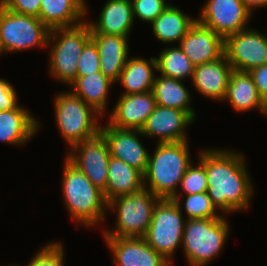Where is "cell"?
Wrapping results in <instances>:
<instances>
[{
  "mask_svg": "<svg viewBox=\"0 0 267 266\" xmlns=\"http://www.w3.org/2000/svg\"><path fill=\"white\" fill-rule=\"evenodd\" d=\"M205 166L207 193L221 214L244 211L254 193L245 156L231 149H201L198 158Z\"/></svg>",
  "mask_w": 267,
  "mask_h": 266,
  "instance_id": "obj_1",
  "label": "cell"
},
{
  "mask_svg": "<svg viewBox=\"0 0 267 266\" xmlns=\"http://www.w3.org/2000/svg\"><path fill=\"white\" fill-rule=\"evenodd\" d=\"M189 149L188 141L158 143L153 155H149L144 187L160 199L182 195L177 188L192 163Z\"/></svg>",
  "mask_w": 267,
  "mask_h": 266,
  "instance_id": "obj_2",
  "label": "cell"
},
{
  "mask_svg": "<svg viewBox=\"0 0 267 266\" xmlns=\"http://www.w3.org/2000/svg\"><path fill=\"white\" fill-rule=\"evenodd\" d=\"M64 160L61 188L65 208L73 221L78 223L77 225L86 226V228L96 227L102 223L108 212V203L104 199L103 192L66 157Z\"/></svg>",
  "mask_w": 267,
  "mask_h": 266,
  "instance_id": "obj_3",
  "label": "cell"
},
{
  "mask_svg": "<svg viewBox=\"0 0 267 266\" xmlns=\"http://www.w3.org/2000/svg\"><path fill=\"white\" fill-rule=\"evenodd\" d=\"M90 40L91 29L87 20L73 27L50 30L47 49L51 47L48 53V71L51 76L70 86L77 77L81 52Z\"/></svg>",
  "mask_w": 267,
  "mask_h": 266,
  "instance_id": "obj_4",
  "label": "cell"
},
{
  "mask_svg": "<svg viewBox=\"0 0 267 266\" xmlns=\"http://www.w3.org/2000/svg\"><path fill=\"white\" fill-rule=\"evenodd\" d=\"M229 224L223 217L185 220L182 249L190 266H206L223 251L229 237Z\"/></svg>",
  "mask_w": 267,
  "mask_h": 266,
  "instance_id": "obj_5",
  "label": "cell"
},
{
  "mask_svg": "<svg viewBox=\"0 0 267 266\" xmlns=\"http://www.w3.org/2000/svg\"><path fill=\"white\" fill-rule=\"evenodd\" d=\"M159 200L160 198L143 187L139 191L109 201L107 209L116 211V223L112 230L104 228V237H144Z\"/></svg>",
  "mask_w": 267,
  "mask_h": 266,
  "instance_id": "obj_6",
  "label": "cell"
},
{
  "mask_svg": "<svg viewBox=\"0 0 267 266\" xmlns=\"http://www.w3.org/2000/svg\"><path fill=\"white\" fill-rule=\"evenodd\" d=\"M58 93L53 107L55 121L66 144L71 148L98 135L101 124L97 120L101 119V115L71 90Z\"/></svg>",
  "mask_w": 267,
  "mask_h": 266,
  "instance_id": "obj_7",
  "label": "cell"
},
{
  "mask_svg": "<svg viewBox=\"0 0 267 266\" xmlns=\"http://www.w3.org/2000/svg\"><path fill=\"white\" fill-rule=\"evenodd\" d=\"M179 196L160 199L153 211L145 241L167 261L172 263L175 251L182 246L185 221Z\"/></svg>",
  "mask_w": 267,
  "mask_h": 266,
  "instance_id": "obj_8",
  "label": "cell"
},
{
  "mask_svg": "<svg viewBox=\"0 0 267 266\" xmlns=\"http://www.w3.org/2000/svg\"><path fill=\"white\" fill-rule=\"evenodd\" d=\"M49 32L38 17L9 11L0 4V43L5 54L47 48Z\"/></svg>",
  "mask_w": 267,
  "mask_h": 266,
  "instance_id": "obj_9",
  "label": "cell"
},
{
  "mask_svg": "<svg viewBox=\"0 0 267 266\" xmlns=\"http://www.w3.org/2000/svg\"><path fill=\"white\" fill-rule=\"evenodd\" d=\"M224 55L233 70L249 72L267 64V34L245 28L224 39Z\"/></svg>",
  "mask_w": 267,
  "mask_h": 266,
  "instance_id": "obj_10",
  "label": "cell"
},
{
  "mask_svg": "<svg viewBox=\"0 0 267 266\" xmlns=\"http://www.w3.org/2000/svg\"><path fill=\"white\" fill-rule=\"evenodd\" d=\"M66 158L80 169L99 190H106L110 151L107 140L99 133L94 138L71 147Z\"/></svg>",
  "mask_w": 267,
  "mask_h": 266,
  "instance_id": "obj_11",
  "label": "cell"
},
{
  "mask_svg": "<svg viewBox=\"0 0 267 266\" xmlns=\"http://www.w3.org/2000/svg\"><path fill=\"white\" fill-rule=\"evenodd\" d=\"M252 15L240 0H207L197 21L225 39L250 27Z\"/></svg>",
  "mask_w": 267,
  "mask_h": 266,
  "instance_id": "obj_12",
  "label": "cell"
},
{
  "mask_svg": "<svg viewBox=\"0 0 267 266\" xmlns=\"http://www.w3.org/2000/svg\"><path fill=\"white\" fill-rule=\"evenodd\" d=\"M193 121L185 111L156 105L153 112L147 118L141 132L148 138H160L158 143L187 141L186 128Z\"/></svg>",
  "mask_w": 267,
  "mask_h": 266,
  "instance_id": "obj_13",
  "label": "cell"
},
{
  "mask_svg": "<svg viewBox=\"0 0 267 266\" xmlns=\"http://www.w3.org/2000/svg\"><path fill=\"white\" fill-rule=\"evenodd\" d=\"M100 133L108 142L111 157L124 161L143 174L146 172L150 154L139 139L144 137L141 130L118 129L107 123L101 126Z\"/></svg>",
  "mask_w": 267,
  "mask_h": 266,
  "instance_id": "obj_14",
  "label": "cell"
},
{
  "mask_svg": "<svg viewBox=\"0 0 267 266\" xmlns=\"http://www.w3.org/2000/svg\"><path fill=\"white\" fill-rule=\"evenodd\" d=\"M115 266H171L143 237H104Z\"/></svg>",
  "mask_w": 267,
  "mask_h": 266,
  "instance_id": "obj_15",
  "label": "cell"
},
{
  "mask_svg": "<svg viewBox=\"0 0 267 266\" xmlns=\"http://www.w3.org/2000/svg\"><path fill=\"white\" fill-rule=\"evenodd\" d=\"M109 113L108 124L118 129L141 130L156 106L153 92L122 94Z\"/></svg>",
  "mask_w": 267,
  "mask_h": 266,
  "instance_id": "obj_16",
  "label": "cell"
},
{
  "mask_svg": "<svg viewBox=\"0 0 267 266\" xmlns=\"http://www.w3.org/2000/svg\"><path fill=\"white\" fill-rule=\"evenodd\" d=\"M179 47L195 66L224 56V38L198 21L179 42Z\"/></svg>",
  "mask_w": 267,
  "mask_h": 266,
  "instance_id": "obj_17",
  "label": "cell"
},
{
  "mask_svg": "<svg viewBox=\"0 0 267 266\" xmlns=\"http://www.w3.org/2000/svg\"><path fill=\"white\" fill-rule=\"evenodd\" d=\"M232 71L233 68L224 55L220 59L195 66L191 82L202 96L223 101Z\"/></svg>",
  "mask_w": 267,
  "mask_h": 266,
  "instance_id": "obj_18",
  "label": "cell"
},
{
  "mask_svg": "<svg viewBox=\"0 0 267 266\" xmlns=\"http://www.w3.org/2000/svg\"><path fill=\"white\" fill-rule=\"evenodd\" d=\"M95 22L87 21L91 33L129 37L134 25L131 0H107Z\"/></svg>",
  "mask_w": 267,
  "mask_h": 266,
  "instance_id": "obj_19",
  "label": "cell"
},
{
  "mask_svg": "<svg viewBox=\"0 0 267 266\" xmlns=\"http://www.w3.org/2000/svg\"><path fill=\"white\" fill-rule=\"evenodd\" d=\"M128 38L118 35L91 33V39L97 45L99 53L100 72L114 83H117L129 57Z\"/></svg>",
  "mask_w": 267,
  "mask_h": 266,
  "instance_id": "obj_20",
  "label": "cell"
},
{
  "mask_svg": "<svg viewBox=\"0 0 267 266\" xmlns=\"http://www.w3.org/2000/svg\"><path fill=\"white\" fill-rule=\"evenodd\" d=\"M29 109L18 105L12 110L0 111V142L18 146L31 141L39 131L38 120Z\"/></svg>",
  "mask_w": 267,
  "mask_h": 266,
  "instance_id": "obj_21",
  "label": "cell"
},
{
  "mask_svg": "<svg viewBox=\"0 0 267 266\" xmlns=\"http://www.w3.org/2000/svg\"><path fill=\"white\" fill-rule=\"evenodd\" d=\"M86 0H41L39 19L49 29L73 27L86 20Z\"/></svg>",
  "mask_w": 267,
  "mask_h": 266,
  "instance_id": "obj_22",
  "label": "cell"
},
{
  "mask_svg": "<svg viewBox=\"0 0 267 266\" xmlns=\"http://www.w3.org/2000/svg\"><path fill=\"white\" fill-rule=\"evenodd\" d=\"M231 107L237 112L258 109L267 117V107L259 96L257 88L248 72L233 70L227 87L226 97Z\"/></svg>",
  "mask_w": 267,
  "mask_h": 266,
  "instance_id": "obj_23",
  "label": "cell"
},
{
  "mask_svg": "<svg viewBox=\"0 0 267 266\" xmlns=\"http://www.w3.org/2000/svg\"><path fill=\"white\" fill-rule=\"evenodd\" d=\"M144 187L143 173L124 161L111 157L108 163V179L104 199H112L139 191Z\"/></svg>",
  "mask_w": 267,
  "mask_h": 266,
  "instance_id": "obj_24",
  "label": "cell"
},
{
  "mask_svg": "<svg viewBox=\"0 0 267 266\" xmlns=\"http://www.w3.org/2000/svg\"><path fill=\"white\" fill-rule=\"evenodd\" d=\"M114 82L101 72L76 77L70 90L97 113L104 116L108 105L109 90ZM73 89V90H72Z\"/></svg>",
  "mask_w": 267,
  "mask_h": 266,
  "instance_id": "obj_25",
  "label": "cell"
},
{
  "mask_svg": "<svg viewBox=\"0 0 267 266\" xmlns=\"http://www.w3.org/2000/svg\"><path fill=\"white\" fill-rule=\"evenodd\" d=\"M157 71L155 57L148 60L143 57H128L117 82L125 88L123 94H137L152 91Z\"/></svg>",
  "mask_w": 267,
  "mask_h": 266,
  "instance_id": "obj_26",
  "label": "cell"
},
{
  "mask_svg": "<svg viewBox=\"0 0 267 266\" xmlns=\"http://www.w3.org/2000/svg\"><path fill=\"white\" fill-rule=\"evenodd\" d=\"M197 18H191L181 9L169 4L150 24L154 37L162 43H179L195 24Z\"/></svg>",
  "mask_w": 267,
  "mask_h": 266,
  "instance_id": "obj_27",
  "label": "cell"
},
{
  "mask_svg": "<svg viewBox=\"0 0 267 266\" xmlns=\"http://www.w3.org/2000/svg\"><path fill=\"white\" fill-rule=\"evenodd\" d=\"M182 81L163 75L156 76L152 89L156 105L185 111L195 121L196 112L190 106L191 93Z\"/></svg>",
  "mask_w": 267,
  "mask_h": 266,
  "instance_id": "obj_28",
  "label": "cell"
},
{
  "mask_svg": "<svg viewBox=\"0 0 267 266\" xmlns=\"http://www.w3.org/2000/svg\"><path fill=\"white\" fill-rule=\"evenodd\" d=\"M155 58L157 61V71L160 72V75L183 81L186 78L192 80L195 65L179 46L170 47L169 45V47L162 49L159 57Z\"/></svg>",
  "mask_w": 267,
  "mask_h": 266,
  "instance_id": "obj_29",
  "label": "cell"
},
{
  "mask_svg": "<svg viewBox=\"0 0 267 266\" xmlns=\"http://www.w3.org/2000/svg\"><path fill=\"white\" fill-rule=\"evenodd\" d=\"M184 209L186 219H211L223 217L217 214V208L208 196L207 192L186 195Z\"/></svg>",
  "mask_w": 267,
  "mask_h": 266,
  "instance_id": "obj_30",
  "label": "cell"
},
{
  "mask_svg": "<svg viewBox=\"0 0 267 266\" xmlns=\"http://www.w3.org/2000/svg\"><path fill=\"white\" fill-rule=\"evenodd\" d=\"M198 166L191 163L181 179L180 188L183 195L207 192L208 185L204 164L199 160Z\"/></svg>",
  "mask_w": 267,
  "mask_h": 266,
  "instance_id": "obj_31",
  "label": "cell"
},
{
  "mask_svg": "<svg viewBox=\"0 0 267 266\" xmlns=\"http://www.w3.org/2000/svg\"><path fill=\"white\" fill-rule=\"evenodd\" d=\"M63 249V245L59 242H48L34 254L27 266H64Z\"/></svg>",
  "mask_w": 267,
  "mask_h": 266,
  "instance_id": "obj_32",
  "label": "cell"
},
{
  "mask_svg": "<svg viewBox=\"0 0 267 266\" xmlns=\"http://www.w3.org/2000/svg\"><path fill=\"white\" fill-rule=\"evenodd\" d=\"M133 17L151 23L169 5L167 0H131Z\"/></svg>",
  "mask_w": 267,
  "mask_h": 266,
  "instance_id": "obj_33",
  "label": "cell"
},
{
  "mask_svg": "<svg viewBox=\"0 0 267 266\" xmlns=\"http://www.w3.org/2000/svg\"><path fill=\"white\" fill-rule=\"evenodd\" d=\"M100 72V60L97 45L91 39L83 48L77 66V77Z\"/></svg>",
  "mask_w": 267,
  "mask_h": 266,
  "instance_id": "obj_34",
  "label": "cell"
},
{
  "mask_svg": "<svg viewBox=\"0 0 267 266\" xmlns=\"http://www.w3.org/2000/svg\"><path fill=\"white\" fill-rule=\"evenodd\" d=\"M9 11L39 17L41 0H0Z\"/></svg>",
  "mask_w": 267,
  "mask_h": 266,
  "instance_id": "obj_35",
  "label": "cell"
},
{
  "mask_svg": "<svg viewBox=\"0 0 267 266\" xmlns=\"http://www.w3.org/2000/svg\"><path fill=\"white\" fill-rule=\"evenodd\" d=\"M17 100L14 86L8 80L0 78V111L16 108L19 105Z\"/></svg>",
  "mask_w": 267,
  "mask_h": 266,
  "instance_id": "obj_36",
  "label": "cell"
},
{
  "mask_svg": "<svg viewBox=\"0 0 267 266\" xmlns=\"http://www.w3.org/2000/svg\"><path fill=\"white\" fill-rule=\"evenodd\" d=\"M255 84L259 96L267 100V64L256 67L248 72Z\"/></svg>",
  "mask_w": 267,
  "mask_h": 266,
  "instance_id": "obj_37",
  "label": "cell"
},
{
  "mask_svg": "<svg viewBox=\"0 0 267 266\" xmlns=\"http://www.w3.org/2000/svg\"><path fill=\"white\" fill-rule=\"evenodd\" d=\"M243 5L251 12L257 8L267 7V0H240Z\"/></svg>",
  "mask_w": 267,
  "mask_h": 266,
  "instance_id": "obj_38",
  "label": "cell"
},
{
  "mask_svg": "<svg viewBox=\"0 0 267 266\" xmlns=\"http://www.w3.org/2000/svg\"><path fill=\"white\" fill-rule=\"evenodd\" d=\"M3 53H4V51H3L1 43H0V55L3 54Z\"/></svg>",
  "mask_w": 267,
  "mask_h": 266,
  "instance_id": "obj_39",
  "label": "cell"
}]
</instances>
